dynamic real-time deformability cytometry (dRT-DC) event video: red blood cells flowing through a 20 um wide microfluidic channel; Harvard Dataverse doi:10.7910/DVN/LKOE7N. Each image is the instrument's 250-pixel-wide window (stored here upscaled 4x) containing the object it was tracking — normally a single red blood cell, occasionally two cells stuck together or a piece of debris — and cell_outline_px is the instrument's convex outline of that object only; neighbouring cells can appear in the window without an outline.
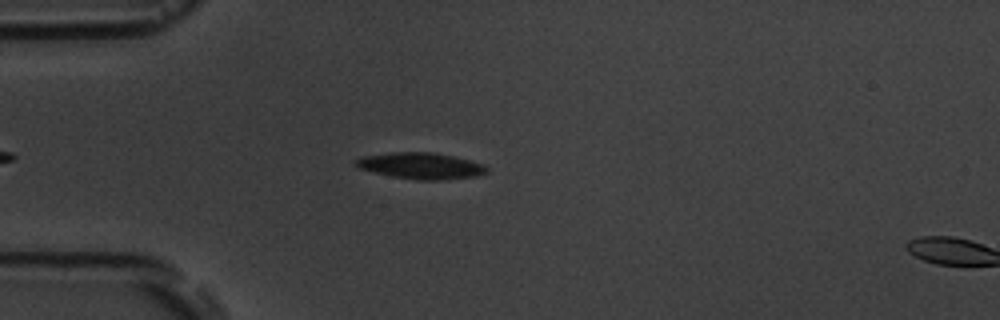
{"species": "common noctule bat (a hibernating species)", "species_latin": "Nyctalus noctula", "temperature_condition": "room temperature", "stored_images_in_passage": 7, "camera_frame_rate_fps": 3000, "um_per_image_px": 0.085, "animal": {"sex": "male", "body_mass_g": 19.5, "forearm_length_mm": 54.6}, "frame": {"image": 1, "passage_image": 6, "time_ms": 6.0, "image_size_px": [1000, 320], "cell_outline_px": [[488, 172], [476, 176], [440, 180], [416, 180], [392, 176], [360, 168], [356, 164], [356, 160], [360, 156], [388, 152], [432, 152], [452, 156], [484, 164], [488, 168]], "centroid_in_image_um": [35.78, 14.08], "position_along_channel_um": 49.2, "area_um2": 19.94}}